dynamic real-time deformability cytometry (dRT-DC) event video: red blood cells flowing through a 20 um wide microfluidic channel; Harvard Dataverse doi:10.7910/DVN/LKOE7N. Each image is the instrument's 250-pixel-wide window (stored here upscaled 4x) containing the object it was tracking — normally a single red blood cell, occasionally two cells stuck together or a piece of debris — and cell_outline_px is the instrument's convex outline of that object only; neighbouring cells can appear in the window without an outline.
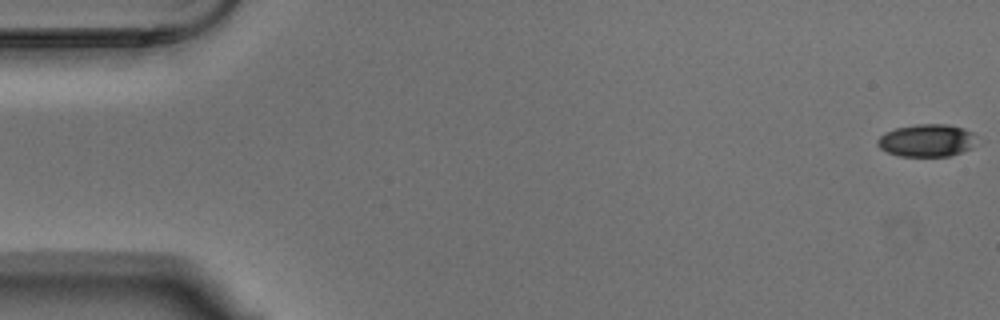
{"species": "Egyptian fruit bat (a non-hibernating species)", "species_latin": "Rousettus aegyptiacus", "temperature_condition": "warm", "stored_images_in_passage": 54, "camera_frame_rate_fps": 3000, "um_per_image_px": 0.085, "animal": {"sex": "male"}, "frame": {"image": 1, "passage_image": 1, "time_ms": 0.0, "image_size_px": [1000, 320], "cell_outline_px": [[980, 140], [972, 148], [948, 156], [900, 156], [888, 152], [880, 148], [876, 144], [876, 140], [884, 132], [896, 128], [916, 124], [948, 124], [964, 128], [972, 132]], "centroid_in_image_um": [78.81, 11.93], "position_along_channel_um": 6.2, "area_um2": 19.07}}
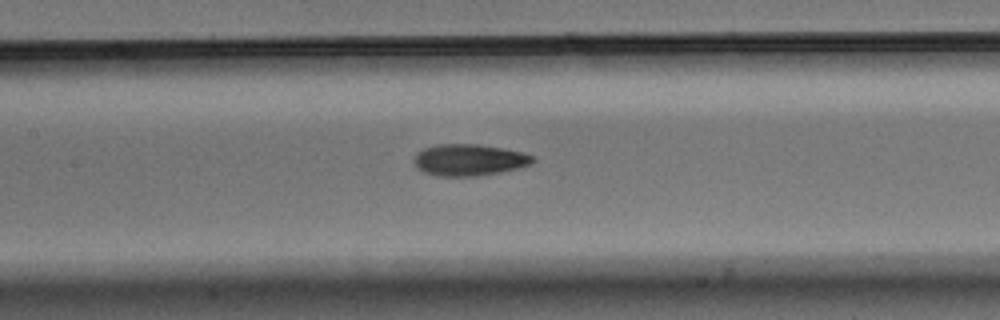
{"frame": {"image": 2, "passage_image": 26, "time_ms": 8.333, "image_size_px": [1000, 320], "cell_outline_px": [[536, 160], [532, 164], [500, 172], [476, 176], [436, 176], [424, 172], [416, 168], [412, 160], [416, 152], [424, 148], [436, 144], [480, 144], [504, 148], [524, 152], [536, 156]], "centroid_in_image_um": [39.87, 13.58], "position_along_channel_um": 167.5, "area_um2": 22.25}}
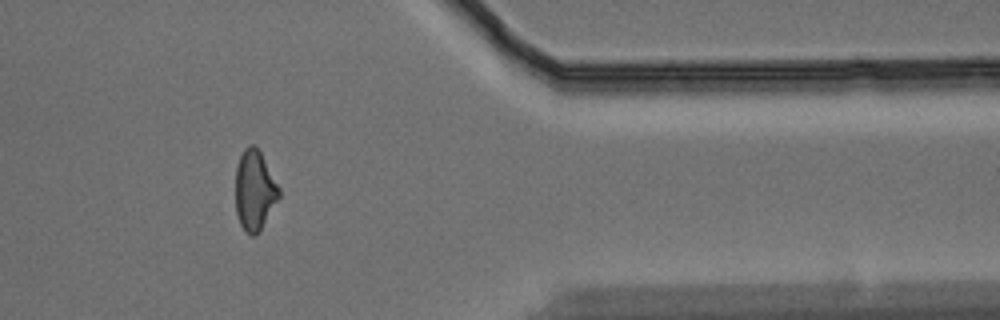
{"frame": {"image": 3, "passage_image": 46, "time_ms": 15.0, "image_size_px": [1000, 320], "cell_outline_px": [[280, 196], [260, 232], [256, 236], [252, 236], [244, 232], [240, 224], [236, 212], [236, 168], [240, 156], [244, 148], [248, 144], [256, 144], [280, 188]], "centroid_in_image_um": [21.64, 16.2], "position_along_channel_um": 389.8, "area_um2": 20.52}}